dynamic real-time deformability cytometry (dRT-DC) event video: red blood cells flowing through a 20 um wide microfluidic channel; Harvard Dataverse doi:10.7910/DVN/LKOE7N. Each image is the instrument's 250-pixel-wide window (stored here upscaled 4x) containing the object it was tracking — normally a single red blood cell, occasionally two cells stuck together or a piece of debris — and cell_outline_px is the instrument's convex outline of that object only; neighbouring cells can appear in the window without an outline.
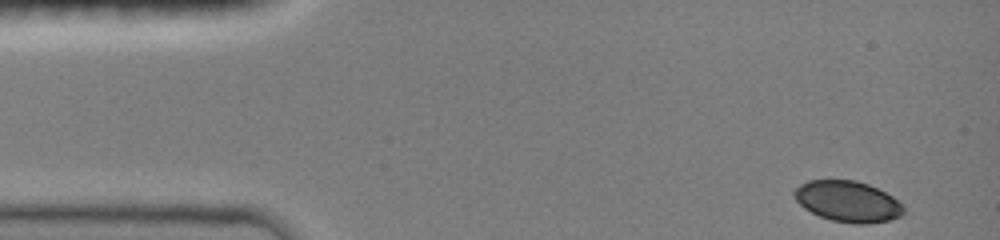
{"species": "common noctule bat (a hibernating species)", "species_latin": "Nyctalus noctula", "temperature_condition": "room temperature", "stored_images_in_passage": 43, "camera_frame_rate_fps": 3000, "um_per_image_px": 0.085, "animal": {"sex": "female", "body_mass_g": 19.0, "forearm_length_mm": 51.5}, "frame": {"image": 1, "passage_image": 1, "time_ms": 0.0, "image_size_px": [1000, 240], "cell_outline_px": [[904, 212], [900, 216], [888, 220], [868, 224], [856, 224], [832, 220], [820, 216], [804, 208], [792, 196], [792, 192], [800, 184], [808, 180], [856, 180], [868, 184], [892, 196], [904, 204]], "centroid_in_image_um": [72.06, 17.12], "position_along_channel_um": 12.9, "area_um2": 26.13}}
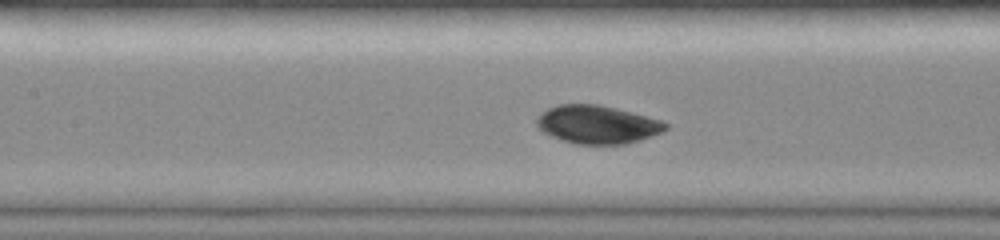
{"frame": {"image": 2, "passage_image": 19, "time_ms": 6.0, "image_size_px": [1000, 240], "cell_outline_px": [[668, 128], [660, 132], [640, 140], [628, 144], [576, 144], [552, 136], [544, 132], [536, 124], [536, 120], [540, 112], [556, 104], [596, 104], [616, 108], [660, 120], [668, 124]], "centroid_in_image_um": [50.75, 10.58], "position_along_channel_um": 156.7, "area_um2": 28.5}}
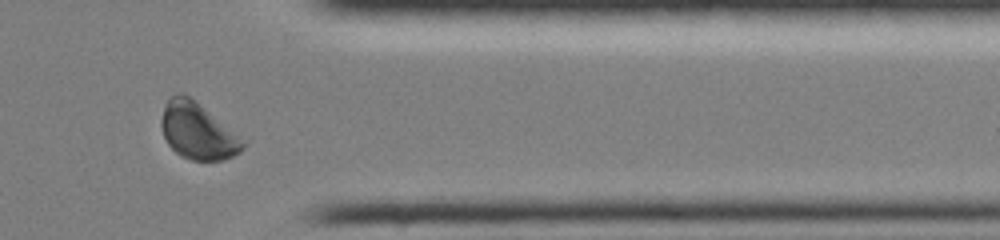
{"frame": {"image": 3, "passage_image": 37, "time_ms": 12.0, "image_size_px": [1000, 240], "cell_outline_px": [[244, 148], [240, 152], [224, 160], [192, 160], [180, 156], [168, 144], [164, 136], [160, 124], [160, 120], [164, 108], [168, 100], [176, 92], [180, 92], [188, 96], [236, 136], [244, 144]], "centroid_in_image_um": [16.71, 11.17], "position_along_channel_um": 394.7, "area_um2": 25.61}, "authors_computed_cell_mechanics": {"area_um2": 27.5128, "velocity_mm_per_s": 4.0074, "shape_relaxation_time_tau1_ms": 2.6405, "shape_relaxation_time_tau2_ms": 6.5664, "deformation_change_tau1": 0.0979, "deformation_change_tau2": 0.0771}}